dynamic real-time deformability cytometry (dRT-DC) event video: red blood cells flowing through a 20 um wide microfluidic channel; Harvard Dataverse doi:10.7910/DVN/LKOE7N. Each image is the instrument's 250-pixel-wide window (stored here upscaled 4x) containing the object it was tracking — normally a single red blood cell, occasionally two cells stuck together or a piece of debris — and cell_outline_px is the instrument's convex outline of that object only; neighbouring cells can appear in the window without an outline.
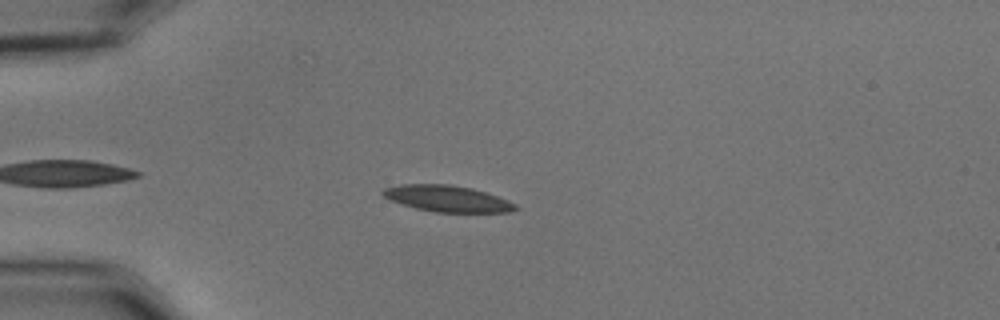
{"species": "common noctule bat (a hibernating species)", "species_latin": "Nyctalus noctula", "temperature_condition": "cold", "stored_images_in_passage": 39, "camera_frame_rate_fps": 3000, "um_per_image_px": 0.085, "animal": {"sex": "male", "body_mass_g": 15.6}, "frame": {"image": 1, "passage_image": 7, "time_ms": 2.0, "image_size_px": [1000, 320], "cell_outline_px": [[520, 208], [508, 212], [436, 212], [416, 208], [392, 200], [384, 196], [380, 192], [384, 188], [400, 184], [452, 184], [472, 188], [496, 196], [516, 204]], "centroid_in_image_um": [38.02, 16.87], "position_along_channel_um": 47.0, "area_um2": 20.11}}
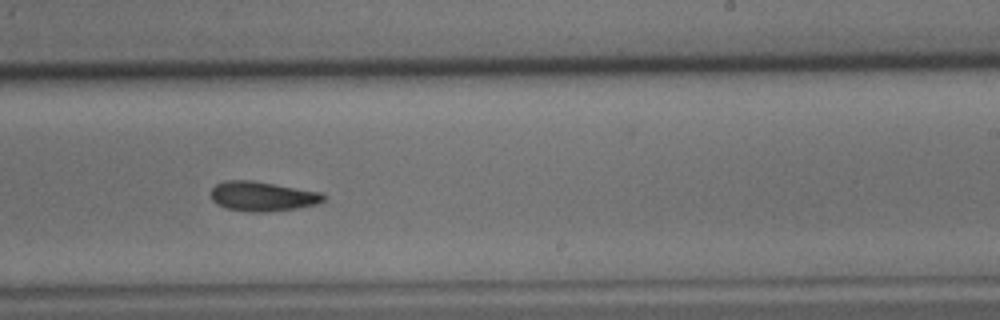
{"frame": {"image": 2, "passage_image": 27, "time_ms": 8.667, "image_size_px": [1000, 320], "cell_outline_px": [[324, 200], [316, 204], [296, 208], [264, 212], [252, 212], [224, 208], [216, 204], [212, 200], [212, 188], [216, 184], [224, 180], [252, 180], [320, 192], [324, 196]], "centroid_in_image_um": [22.26, 16.68], "position_along_channel_um": 266.7, "area_um2": 19.31}}
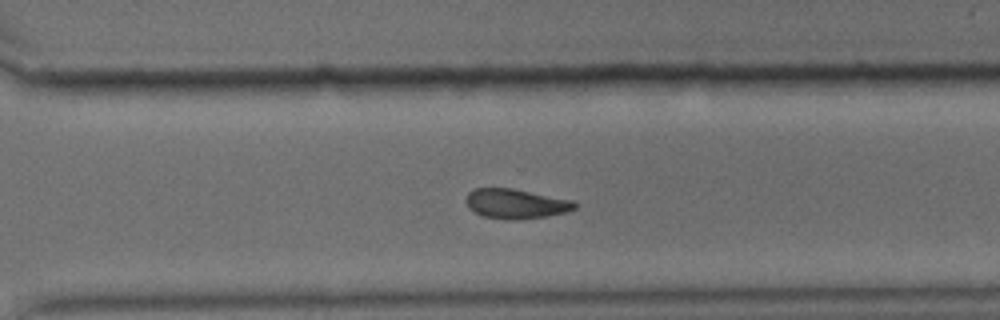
{"frame": {"image": 3, "passage_image": 32, "time_ms": 10.333, "image_size_px": [1000, 320], "cell_outline_px": [[580, 204], [576, 208], [568, 212], [548, 216], [512, 220], [508, 220], [484, 216], [468, 208], [464, 200], [468, 192], [476, 188], [512, 188], [572, 200]], "centroid_in_image_um": [43.86, 17.32], "position_along_channel_um": 326.7, "area_um2": 18.96}, "authors_computed_cell_mechanics": {"area_um2": 19.5942, "velocity_mm_per_s": 3.612, "shape_relaxation_time_tau1_ms": 5.2221, "shape_relaxation_time_tau2_ms": 4.9567, "deformation_change_tau1": 0.12, "deformation_change_tau2": 0.1153}}